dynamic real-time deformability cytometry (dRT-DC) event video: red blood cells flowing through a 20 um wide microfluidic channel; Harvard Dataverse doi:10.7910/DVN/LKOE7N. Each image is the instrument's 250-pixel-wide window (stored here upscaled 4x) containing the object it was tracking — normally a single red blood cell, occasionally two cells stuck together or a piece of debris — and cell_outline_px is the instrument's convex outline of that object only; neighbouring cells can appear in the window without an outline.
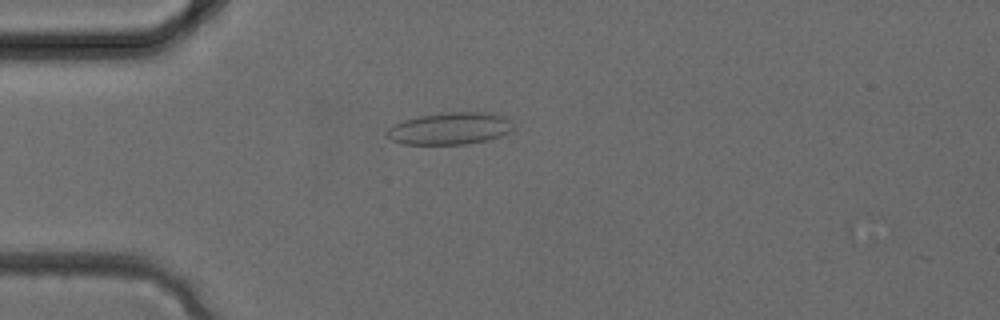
{"species": "common noctule bat (a hibernating species)", "species_latin": "Nyctalus noctula", "temperature_condition": "cold", "stored_images_in_passage": 33, "camera_frame_rate_fps": 3000, "um_per_image_px": 0.085, "animal": {"sex": "female", "body_mass_g": 24.6, "forearm_length_mm": 56.2}, "frame": {"image": 1, "passage_image": 9, "time_ms": 2.667, "image_size_px": [1000, 320], "cell_outline_px": [[512, 132], [488, 140], [468, 144], [404, 144], [392, 140], [384, 132], [388, 128], [404, 120], [420, 116], [440, 112], [488, 112], [504, 116], [508, 120], [512, 128]], "centroid_in_image_um": [38.25, 10.92], "position_along_channel_um": 46.8, "area_um2": 23.64}}
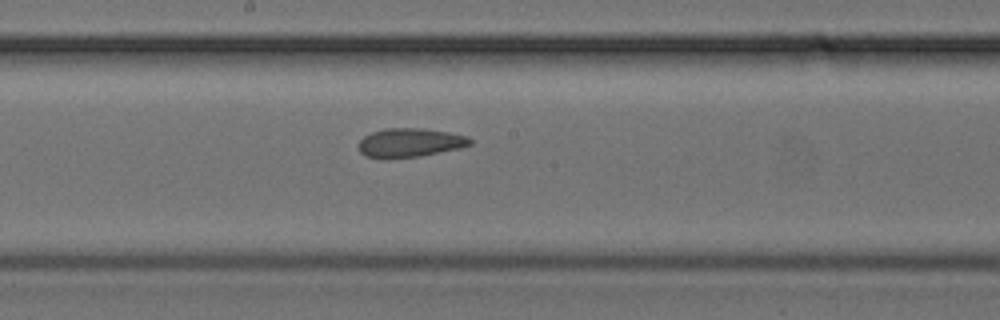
{"frame": {"image": 2, "passage_image": 18, "time_ms": 5.667, "image_size_px": [1000, 320], "cell_outline_px": [[472, 144], [460, 148], [420, 156], [388, 160], [384, 160], [364, 156], [360, 152], [360, 140], [364, 136], [372, 132], [388, 128], [420, 128], [448, 132], [468, 136], [472, 140]], "centroid_in_image_um": [34.83, 12.15], "position_along_channel_um": 213.4, "area_um2": 19.02}}
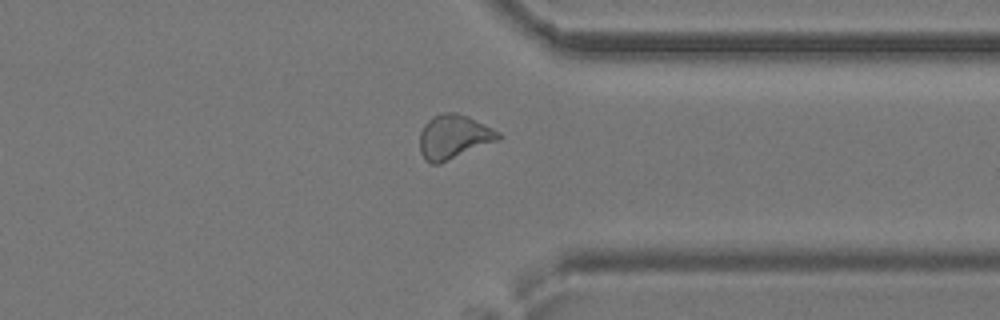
{"frame": {"image": 3, "passage_image": 26, "time_ms": 8.333, "image_size_px": [1000, 320], "cell_outline_px": [[500, 140], [440, 164], [432, 164], [424, 160], [420, 152], [420, 132], [424, 124], [432, 116], [444, 112], [456, 112], [468, 116], [500, 132]], "centroid_in_image_um": [38.55, 11.64], "position_along_channel_um": 372.8, "area_um2": 20.46}}